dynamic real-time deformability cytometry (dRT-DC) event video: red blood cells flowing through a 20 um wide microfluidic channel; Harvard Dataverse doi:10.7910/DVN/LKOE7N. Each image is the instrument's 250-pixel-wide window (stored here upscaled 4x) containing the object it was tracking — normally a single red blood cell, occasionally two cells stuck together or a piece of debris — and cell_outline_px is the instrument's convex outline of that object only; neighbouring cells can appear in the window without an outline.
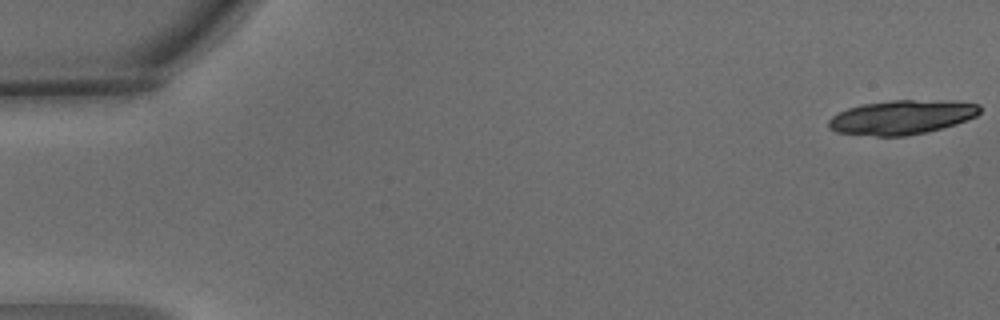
{"species": "common noctule bat (a hibernating species)", "species_latin": "Nyctalus noctula", "temperature_condition": "warm", "stored_images_in_passage": 5, "camera_frame_rate_fps": 3000, "um_per_image_px": 0.085, "animal": {"sex": "male", "body_mass_g": 15.6}, "frame": {"image": 1, "passage_image": 1, "time_ms": 0.0, "image_size_px": [1000, 320], "cell_outline_px": [[980, 112], [976, 116], [956, 124], [908, 136], [876, 136], [836, 132], [828, 128], [828, 120], [832, 116], [848, 108], [860, 104], [892, 100], [956, 100], [980, 104]], "centroid_in_image_um": [76.66, 9.95], "position_along_channel_um": 8.3, "area_um2": 30.35}}